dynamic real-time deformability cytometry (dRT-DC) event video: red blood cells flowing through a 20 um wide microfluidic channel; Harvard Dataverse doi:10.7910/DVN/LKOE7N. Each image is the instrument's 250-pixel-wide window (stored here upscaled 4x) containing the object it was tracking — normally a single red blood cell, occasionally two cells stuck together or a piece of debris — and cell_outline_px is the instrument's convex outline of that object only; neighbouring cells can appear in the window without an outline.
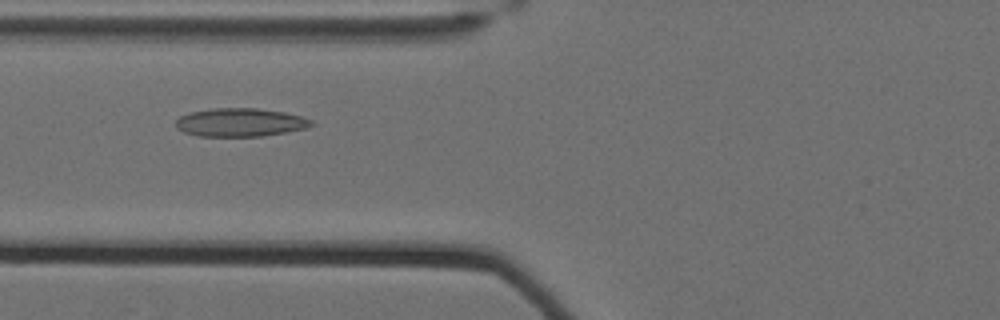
{"species": "Egyptian fruit bat (a non-hibernating species)", "species_latin": "Rousettus aegyptiacus", "temperature_condition": "cold", "stored_images_in_passage": 54, "camera_frame_rate_fps": 3000, "um_per_image_px": 0.085, "animal": {"sex": "female"}, "frame": {"image": 1, "passage_image": 20, "time_ms": 6.333, "image_size_px": [1000, 320], "cell_outline_px": [[316, 124], [304, 128], [284, 132], [260, 136], [200, 136], [184, 132], [176, 128], [176, 120], [180, 116], [192, 112], [212, 108], [256, 108], [284, 112], [300, 116], [312, 120]], "centroid_in_image_um": [20.41, 10.4], "position_along_channel_um": 105.4, "area_um2": 22.2}}
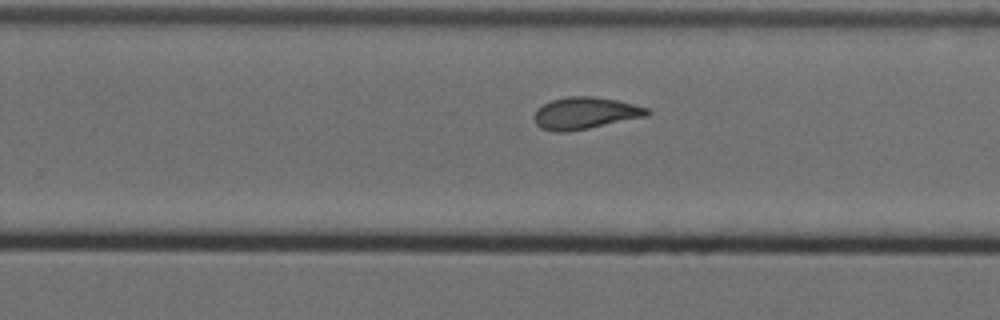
{"frame": {"image": 2, "passage_image": 35, "time_ms": 11.333, "image_size_px": [1000, 320], "cell_outline_px": [[652, 112], [648, 116], [568, 132], [552, 132], [540, 128], [536, 124], [532, 116], [536, 108], [552, 100], [568, 96], [592, 96], [616, 100], [648, 108]], "centroid_in_image_um": [49.7, 9.62], "position_along_channel_um": 280.1, "area_um2": 21.15}}
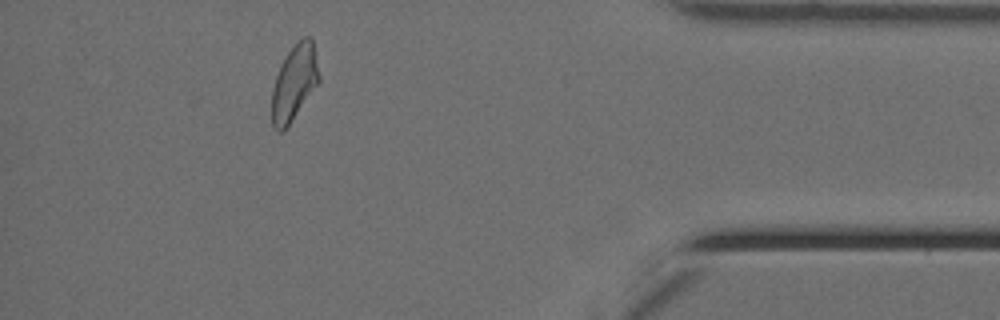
{"frame": {"image": 3, "passage_image": 49, "time_ms": 16.0, "image_size_px": [1000, 320], "cell_outline_px": [[320, 80], [284, 132], [276, 132], [272, 124], [272, 88], [276, 76], [288, 52], [304, 36], [312, 36], [320, 76]], "centroid_in_image_um": [25.01, 7.06], "position_along_channel_um": 410.2, "area_um2": 20.58}, "authors_computed_cell_mechanics": {"area_um2": 21.2993, "velocity_mm_per_s": 3.4882, "shape_relaxation_time_tau1_ms": null, "shape_relaxation_time_tau2_ms": 2.3385, "deformation_change_tau1": null, "deformation_change_tau2": 0.0963}}